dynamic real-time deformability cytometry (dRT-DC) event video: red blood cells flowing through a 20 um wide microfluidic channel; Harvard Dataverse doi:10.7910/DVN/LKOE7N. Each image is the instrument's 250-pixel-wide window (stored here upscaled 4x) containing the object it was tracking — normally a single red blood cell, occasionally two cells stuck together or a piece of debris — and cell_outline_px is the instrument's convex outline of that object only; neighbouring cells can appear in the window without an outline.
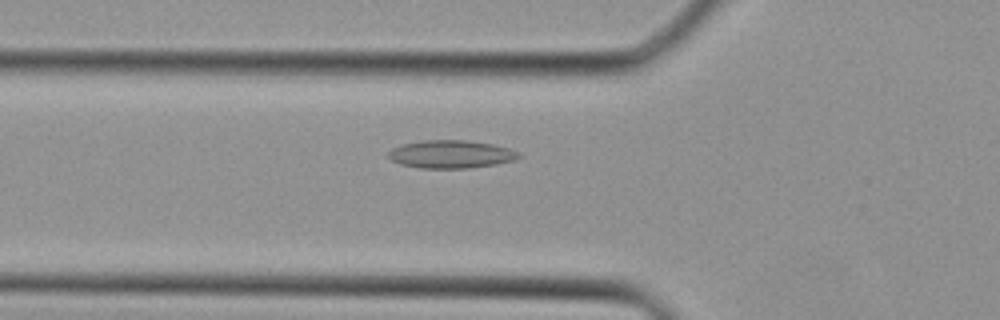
{"species": "Egyptian fruit bat (a non-hibernating species)", "species_latin": "Rousettus aegyptiacus", "temperature_condition": "cold", "stored_images_in_passage": 36, "camera_frame_rate_fps": 3000, "um_per_image_px": 0.085, "animal": {"sex": "female"}, "frame": {"image": 1, "passage_image": 14, "time_ms": 4.333, "image_size_px": [1000, 320], "cell_outline_px": [[524, 156], [516, 160], [496, 164], [468, 168], [420, 168], [400, 164], [392, 160], [388, 156], [388, 152], [392, 148], [400, 144], [424, 140], [468, 140], [492, 144], [508, 148], [520, 152]], "centroid_in_image_um": [38.36, 13.1], "position_along_channel_um": 87.4, "area_um2": 21.44}}
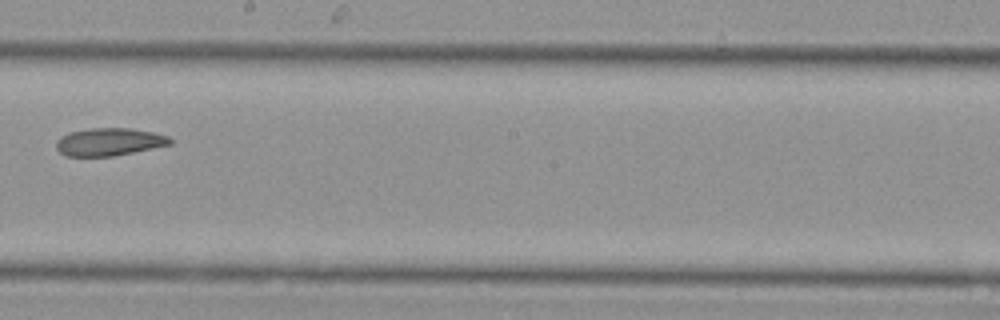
{"frame": {"image": 2, "passage_image": 23, "time_ms": 7.333, "image_size_px": [1000, 320], "cell_outline_px": [[172, 144], [112, 156], [64, 156], [56, 148], [56, 140], [60, 136], [68, 132], [88, 128], [128, 128], [152, 132], [168, 136], [172, 140]], "centroid_in_image_um": [9.23, 12.05], "position_along_channel_um": 239.0, "area_um2": 18.38}}
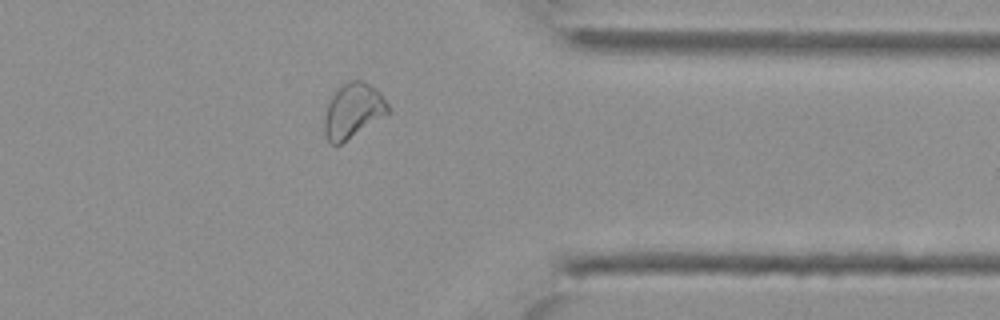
{"frame": {"image": 3, "passage_image": 32, "time_ms": 10.333, "image_size_px": [1000, 320], "cell_outline_px": [[388, 112], [340, 144], [328, 144], [324, 132], [324, 116], [328, 104], [332, 96], [344, 84], [352, 80], [360, 80], [376, 88], [380, 92], [388, 104]], "centroid_in_image_um": [29.97, 9.41], "position_along_channel_um": 381.4, "area_um2": 19.65}}